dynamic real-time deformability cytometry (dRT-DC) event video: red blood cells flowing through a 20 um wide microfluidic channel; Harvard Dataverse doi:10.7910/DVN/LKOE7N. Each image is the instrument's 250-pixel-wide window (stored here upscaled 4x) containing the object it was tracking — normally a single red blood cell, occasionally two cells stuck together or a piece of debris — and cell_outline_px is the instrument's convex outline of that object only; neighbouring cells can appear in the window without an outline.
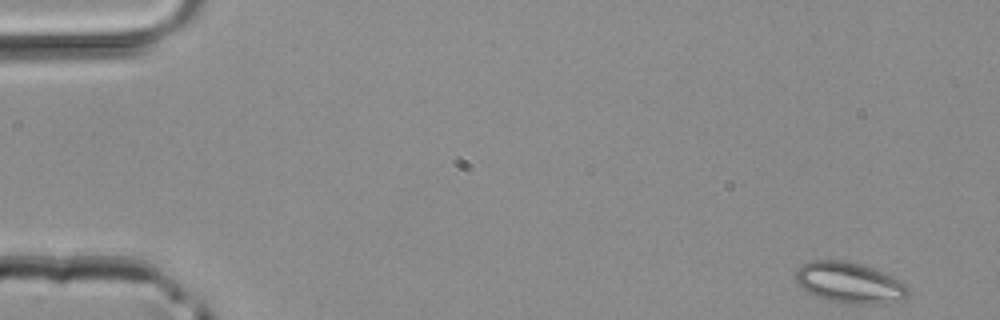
{"species": "common noctule bat (a hibernating species)", "species_latin": "Nyctalus noctula", "temperature_condition": "room temperature", "stored_images_in_passage": 3, "camera_frame_rate_fps": 3000, "um_per_image_px": 0.085, "animal": {"sex": "male", "body_mass_g": 20.4}, "frame": {"image": 1, "passage_image": 1, "time_ms": 0.0, "image_size_px": [1000, 320], "cell_outline_px": [[912, 296], [904, 300], [876, 304], [848, 304], [816, 296], [804, 288], [796, 280], [796, 268], [812, 260], [840, 260], [872, 268], [892, 276], [900, 280], [912, 292]], "centroid_in_image_um": [72.28, 24.05], "position_along_channel_um": 12.7, "area_um2": 26.59}}